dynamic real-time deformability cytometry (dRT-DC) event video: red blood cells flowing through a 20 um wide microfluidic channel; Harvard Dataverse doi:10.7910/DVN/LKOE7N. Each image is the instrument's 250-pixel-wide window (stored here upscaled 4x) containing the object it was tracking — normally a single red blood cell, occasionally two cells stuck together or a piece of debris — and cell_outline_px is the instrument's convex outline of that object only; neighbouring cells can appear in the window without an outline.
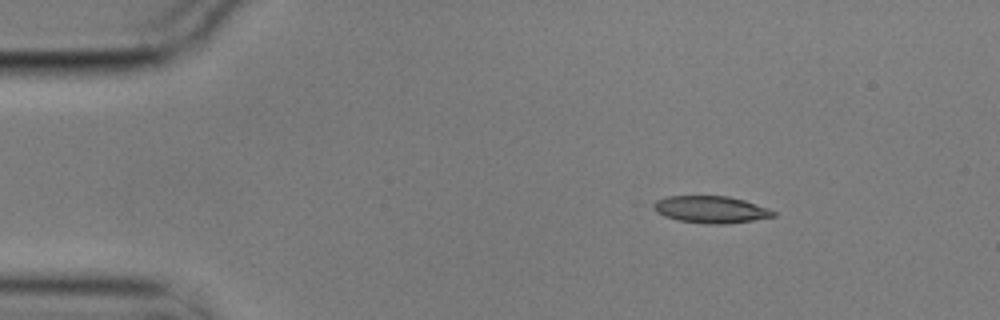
{"species": "common noctule bat (a hibernating species)", "species_latin": "Nyctalus noctula", "temperature_condition": "cold", "stored_images_in_passage": 3, "camera_frame_rate_fps": 3000, "um_per_image_px": 0.085, "animal": {"sex": "male", "body_mass_g": 17.9}, "frame": {"image": 1, "passage_image": 1, "time_ms": 0.0, "image_size_px": [1000, 320], "cell_outline_px": [[776, 216], [752, 220], [724, 224], [708, 224], [680, 220], [664, 216], [636, 204], [636, 200], [668, 196], [728, 196], [744, 200], [768, 208], [776, 212]], "centroid_in_image_um": [60.06, 17.77], "position_along_channel_um": 24.9, "area_um2": 20.06}}